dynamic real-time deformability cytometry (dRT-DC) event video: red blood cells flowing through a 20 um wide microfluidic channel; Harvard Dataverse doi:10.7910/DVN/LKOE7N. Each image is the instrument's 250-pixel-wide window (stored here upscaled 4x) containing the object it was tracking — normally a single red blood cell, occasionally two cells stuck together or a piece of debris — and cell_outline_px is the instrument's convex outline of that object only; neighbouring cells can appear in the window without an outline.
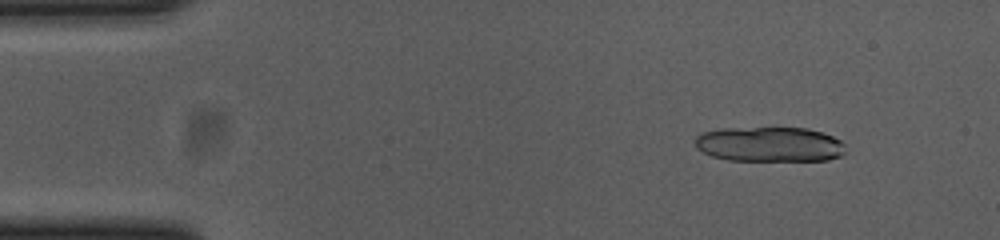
{"species": "common noctule bat (a hibernating species)", "species_latin": "Nyctalus noctula", "temperature_condition": "cold", "stored_images_in_passage": 19, "camera_frame_rate_fps": 3000, "um_per_image_px": 0.085, "animal": {"sex": "female", "body_mass_g": 23.0, "forearm_length_mm": 53.4}, "frame": {"image": 1, "passage_image": 6, "time_ms": 1.667, "image_size_px": [1000, 240], "cell_outline_px": [[844, 152], [840, 156], [828, 160], [728, 160], [712, 156], [696, 148], [696, 136], [700, 132], [720, 128], [808, 128], [832, 136], [840, 140], [844, 144]], "centroid_in_image_um": [65.38, 12.26], "position_along_channel_um": 19.6, "area_um2": 30.58}}